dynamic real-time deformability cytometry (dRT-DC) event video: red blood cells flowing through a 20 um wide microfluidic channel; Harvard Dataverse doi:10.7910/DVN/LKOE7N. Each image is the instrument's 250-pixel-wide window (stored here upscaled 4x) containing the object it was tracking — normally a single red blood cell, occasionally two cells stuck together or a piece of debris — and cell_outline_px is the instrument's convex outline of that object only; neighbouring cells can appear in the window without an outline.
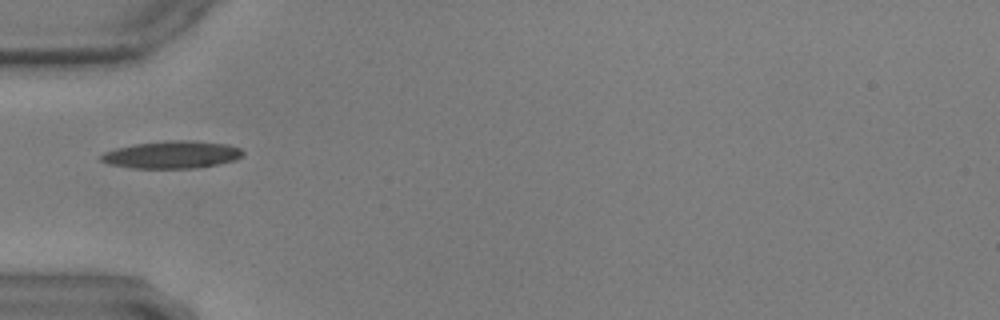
{"species": "common noctule bat (a hibernating species)", "species_latin": "Nyctalus noctula", "temperature_condition": "warm", "stored_images_in_passage": 8, "camera_frame_rate_fps": 3000, "um_per_image_px": 0.085, "animal": {"sex": "male", "body_mass_g": 17.9, "forearm_length_mm": 54.2}, "frame": {"image": 1, "passage_image": 1, "time_ms": 0.0, "image_size_px": [1000, 320], "cell_outline_px": [[240, 152], [236, 156], [224, 160], [208, 164], [132, 164], [108, 160], [108, 156], [128, 148], [156, 144], [200, 144], [232, 148]], "centroid_in_image_um": [14.79, 13.13], "position_along_channel_um": 70.2, "area_um2": 15.32}}